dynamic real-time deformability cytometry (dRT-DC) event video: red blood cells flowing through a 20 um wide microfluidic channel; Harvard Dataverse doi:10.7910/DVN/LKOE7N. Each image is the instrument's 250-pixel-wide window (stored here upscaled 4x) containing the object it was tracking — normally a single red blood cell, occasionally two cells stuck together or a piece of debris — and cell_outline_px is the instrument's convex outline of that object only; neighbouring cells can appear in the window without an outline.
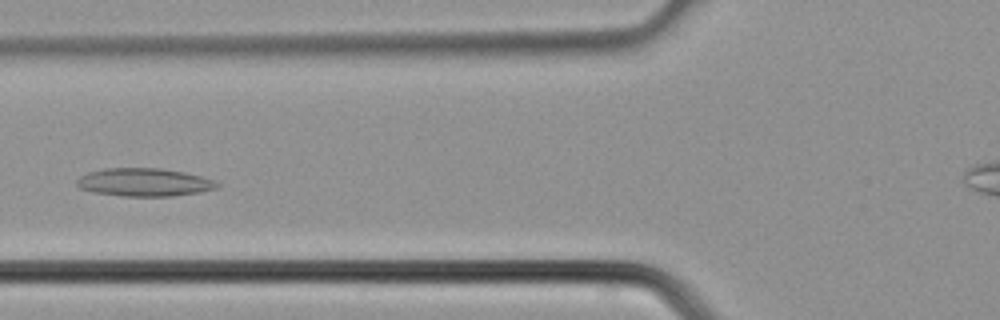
{"species": "common noctule bat (a hibernating species)", "species_latin": "Nyctalus noctula", "temperature_condition": "cold", "stored_images_in_passage": 30, "camera_frame_rate_fps": 3000, "um_per_image_px": 0.085, "animal": {"sex": "male", "body_mass_g": 21.5, "forearm_length_mm": 52.0}, "frame": {"image": 1, "passage_image": 9, "time_ms": 2.667, "image_size_px": [1000, 320], "cell_outline_px": [[220, 184], [216, 188], [200, 192], [172, 196], [124, 196], [92, 192], [80, 188], [76, 184], [76, 180], [80, 176], [88, 172], [104, 168], [160, 168], [184, 172], [200, 176], [212, 180]], "centroid_in_image_um": [12.22, 15.49], "position_along_channel_um": 113.6, "area_um2": 22.89}}
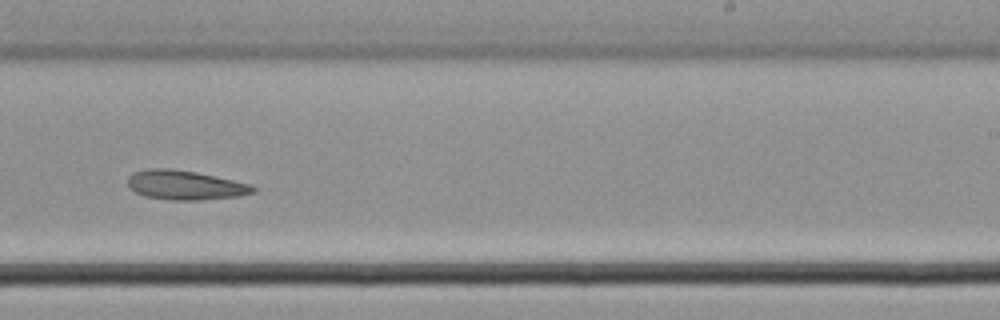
{"frame": {"image": 2, "passage_image": 18, "time_ms": 5.667, "image_size_px": [1000, 320], "cell_outline_px": [[256, 192], [240, 196], [200, 200], [172, 200], [144, 196], [128, 188], [128, 176], [132, 172], [148, 168], [172, 168], [196, 172], [252, 184], [256, 188]], "centroid_in_image_um": [15.73, 15.73], "position_along_channel_um": 273.3, "area_um2": 21.68}}
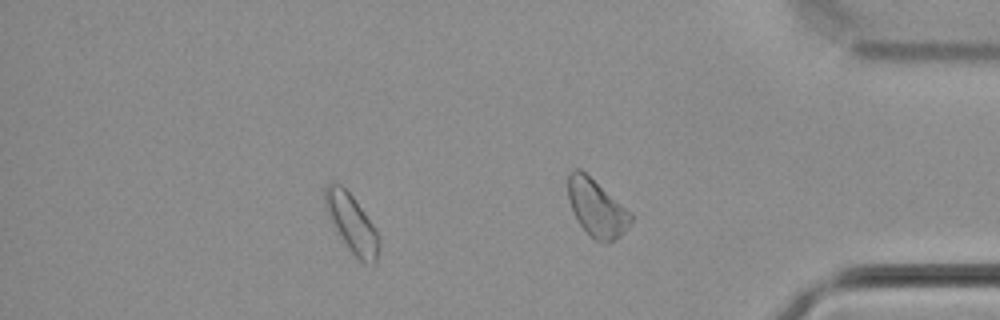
{"frame": {"image": 3, "passage_image": 25, "time_ms": 8.0, "image_size_px": [1000, 320], "cell_outline_px": [[380, 244], [376, 264], [364, 264], [348, 248], [332, 224], [324, 208], [324, 188], [328, 184], [340, 184], [352, 196], [372, 224], [380, 236]], "centroid_in_image_um": [29.9, 19.02], "position_along_channel_um": 405.3, "area_um2": 18.15}}